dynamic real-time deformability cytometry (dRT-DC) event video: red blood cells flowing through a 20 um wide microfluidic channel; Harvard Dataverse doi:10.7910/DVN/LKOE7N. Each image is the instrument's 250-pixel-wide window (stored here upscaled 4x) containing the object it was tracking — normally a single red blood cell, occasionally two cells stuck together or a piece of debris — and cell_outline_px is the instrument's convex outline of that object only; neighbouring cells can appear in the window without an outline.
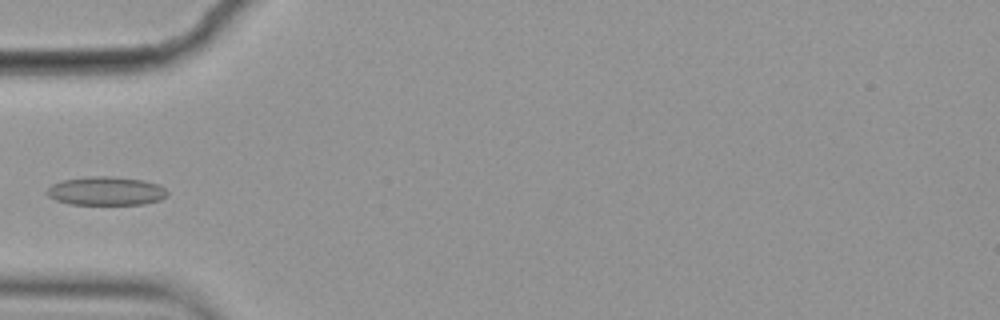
{"species": "common noctule bat (a hibernating species)", "species_latin": "Nyctalus noctula", "temperature_condition": "cold", "stored_images_in_passage": 5, "camera_frame_rate_fps": 3000, "um_per_image_px": 0.085, "animal": {"sex": "female", "body_mass_g": 19.9}, "frame": {"image": 1, "passage_image": 5, "time_ms": 1.333, "image_size_px": [1000, 320], "cell_outline_px": [[168, 196], [160, 200], [144, 204], [68, 204], [56, 200], [48, 196], [44, 192], [52, 184], [64, 180], [88, 176], [112, 176], [144, 180], [156, 184], [164, 188], [168, 192]], "centroid_in_image_um": [9.0, 16.23], "position_along_channel_um": 76.0, "area_um2": 20.17}}